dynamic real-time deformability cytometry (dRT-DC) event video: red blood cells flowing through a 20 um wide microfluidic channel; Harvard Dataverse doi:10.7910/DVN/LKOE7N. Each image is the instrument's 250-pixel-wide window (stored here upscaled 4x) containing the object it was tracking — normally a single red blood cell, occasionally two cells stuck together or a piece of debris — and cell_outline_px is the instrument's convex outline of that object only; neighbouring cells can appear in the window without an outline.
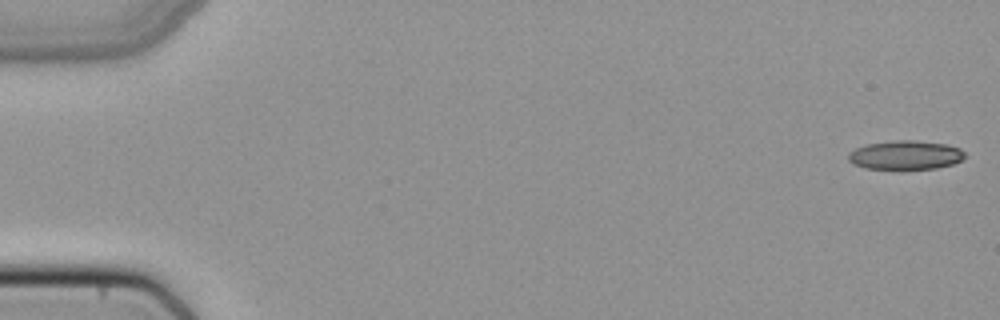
{"species": "common noctule bat (a hibernating species)", "species_latin": "Nyctalus noctula", "temperature_condition": "cold", "stored_images_in_passage": 51, "camera_frame_rate_fps": 3000, "um_per_image_px": 0.085, "animal": {"sex": "female", "body_mass_g": 22.7, "forearm_length_mm": 54.2}, "frame": {"image": 1, "passage_image": 1, "time_ms": 0.0, "image_size_px": [1000, 320], "cell_outline_px": [[964, 156], [960, 160], [952, 164], [936, 168], [864, 168], [852, 164], [848, 160], [848, 152], [864, 144], [896, 140], [916, 140], [948, 144], [960, 148], [964, 152]], "centroid_in_image_um": [76.93, 13.16], "position_along_channel_um": 8.1, "area_um2": 19.59}}
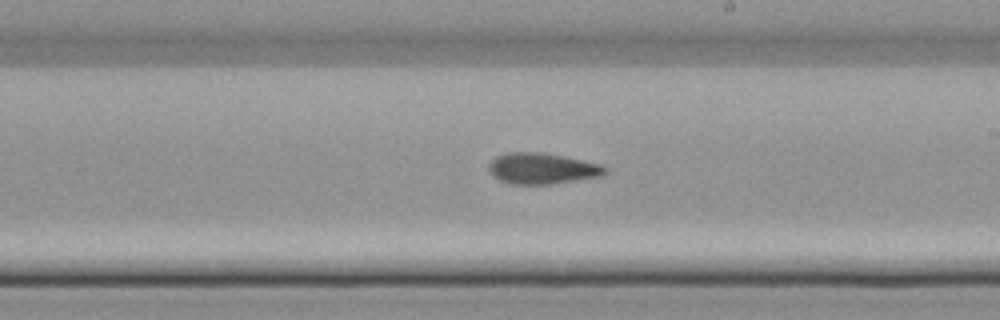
{"frame": {"image": 2, "passage_image": 30, "time_ms": 9.667, "image_size_px": [1000, 320], "cell_outline_px": [[608, 172], [604, 176], [548, 184], [508, 184], [492, 176], [488, 168], [488, 164], [496, 156], [508, 152], [544, 152], [600, 164], [608, 168]], "centroid_in_image_um": [46.08, 14.32], "position_along_channel_um": 242.9, "area_um2": 21.15}}
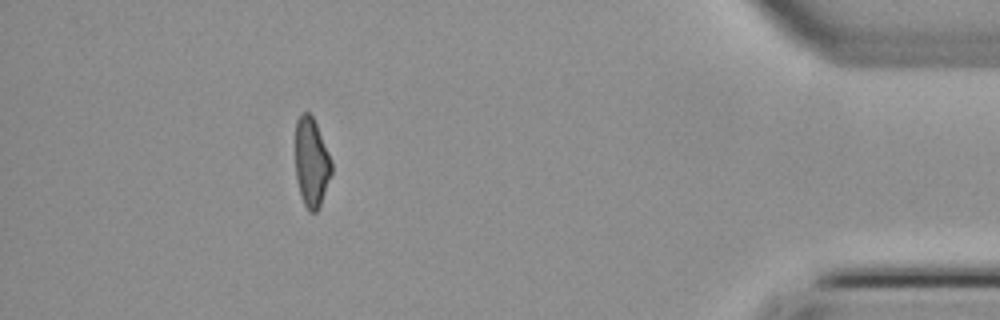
{"frame": {"image": 3, "passage_image": 46, "time_ms": 15.0, "image_size_px": [1000, 320], "cell_outline_px": [[332, 172], [320, 204], [316, 212], [308, 212], [300, 196], [296, 180], [296, 120], [300, 112], [308, 112], [312, 116], [316, 124], [332, 160]], "centroid_in_image_um": [26.46, 13.8], "position_along_channel_um": 408.7, "area_um2": 18.79}}